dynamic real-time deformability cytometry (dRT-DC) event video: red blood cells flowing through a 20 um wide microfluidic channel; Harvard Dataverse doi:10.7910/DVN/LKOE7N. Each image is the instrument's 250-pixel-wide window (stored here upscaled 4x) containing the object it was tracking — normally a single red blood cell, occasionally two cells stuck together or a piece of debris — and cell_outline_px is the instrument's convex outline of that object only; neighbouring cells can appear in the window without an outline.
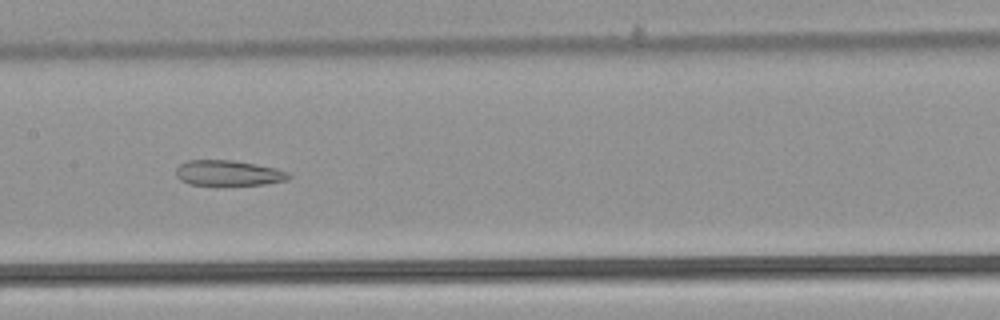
{"species": "common noctule bat (a hibernating species)", "species_latin": "Nyctalus noctula", "temperature_condition": "warm", "stored_images_in_passage": 42, "camera_frame_rate_fps": 3000, "um_per_image_px": 0.085, "animal": {"sex": "male", "body_mass_g": 21.5, "forearm_length_mm": 52.0}, "frame": {"image": 1, "passage_image": 16, "time_ms": 5.0, "image_size_px": [1000, 320], "cell_outline_px": [[292, 176], [288, 180], [264, 184], [188, 184], [180, 180], [176, 176], [176, 168], [180, 164], [188, 160], [232, 160], [256, 164], [276, 168], [288, 172]], "centroid_in_image_um": [19.41, 14.69], "position_along_channel_um": 188.0, "area_um2": 16.53}}
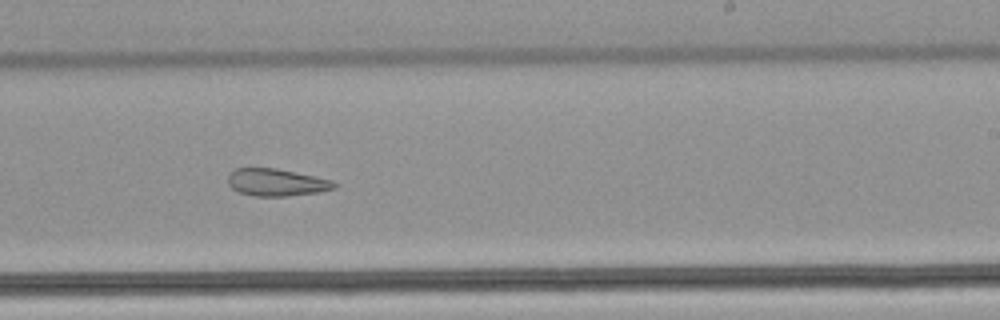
{"frame": {"image": 2, "passage_image": 22, "time_ms": 7.0, "image_size_px": [1000, 320], "cell_outline_px": [[340, 184], [336, 188], [316, 192], [288, 196], [252, 196], [240, 192], [232, 188], [228, 184], [228, 176], [236, 168], [276, 168], [312, 176], [328, 180]], "centroid_in_image_um": [23.47, 15.51], "position_along_channel_um": 265.5, "area_um2": 16.65}}
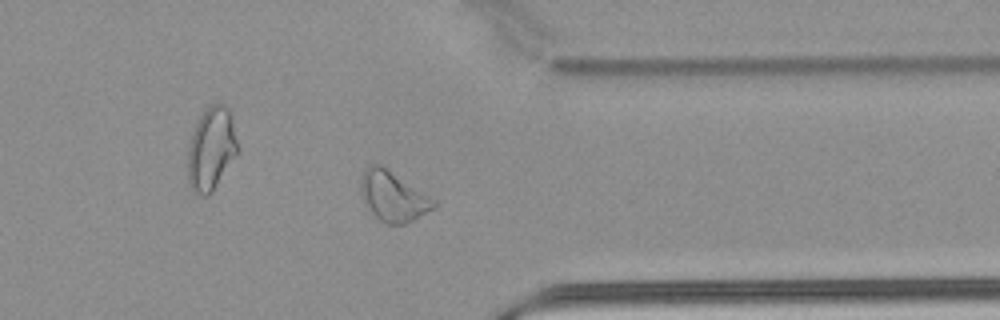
{"frame": {"image": 3, "passage_image": 31, "time_ms": 10.0, "image_size_px": [1000, 320], "cell_outline_px": [[436, 204], [432, 208], [412, 220], [404, 224], [384, 224], [368, 208], [360, 192], [360, 180], [368, 164], [384, 164], [436, 200]], "centroid_in_image_um": [33.39, 16.64], "position_along_channel_um": 378.0, "area_um2": 21.33}, "authors_computed_cell_mechanics": {"area_um2": 20.8369, "velocity_mm_per_s": 3.8975, "shape_relaxation_time_tau1_ms": null, "shape_relaxation_time_tau2_ms": 4.5601, "deformation_change_tau1": null, "deformation_change_tau2": 0.1487}}